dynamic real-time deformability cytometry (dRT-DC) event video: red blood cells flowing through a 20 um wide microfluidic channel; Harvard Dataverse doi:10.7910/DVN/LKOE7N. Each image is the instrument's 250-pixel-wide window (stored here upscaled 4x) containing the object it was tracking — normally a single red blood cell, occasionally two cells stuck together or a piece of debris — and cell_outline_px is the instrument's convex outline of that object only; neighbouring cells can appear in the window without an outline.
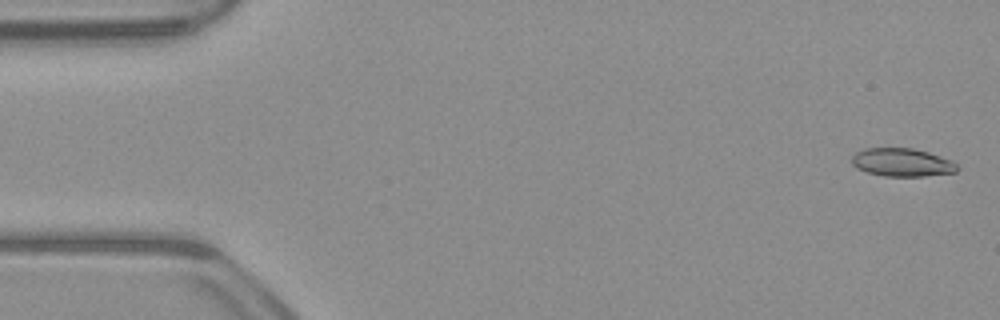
{"species": "common noctule bat (a hibernating species)", "species_latin": "Nyctalus noctula", "temperature_condition": "warm", "stored_images_in_passage": 53, "camera_frame_rate_fps": 3000, "um_per_image_px": 0.085, "animal": {"sex": "male", "body_mass_g": 23.1, "forearm_length_mm": 52.7}, "frame": {"image": 1, "passage_image": 2, "time_ms": 0.333, "image_size_px": [1000, 320], "cell_outline_px": [[960, 168], [956, 172], [924, 176], [884, 176], [868, 172], [856, 168], [852, 164], [852, 156], [856, 152], [864, 148], [912, 148], [928, 152], [952, 160]], "centroid_in_image_um": [76.68, 13.8], "position_along_channel_um": 8.3, "area_um2": 17.34}}
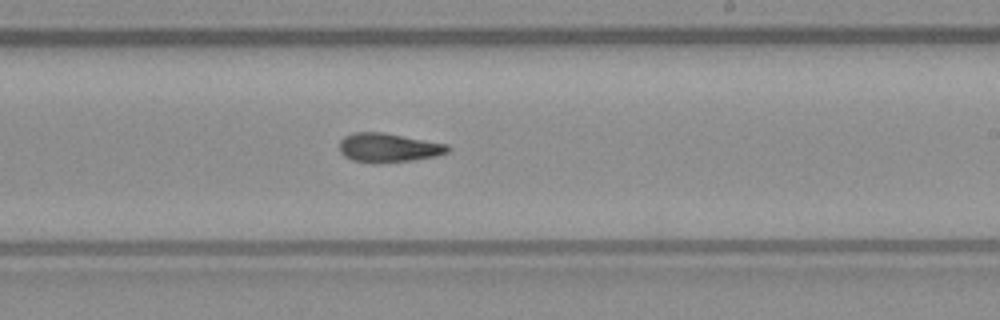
{"frame": {"image": 2, "passage_image": 31, "time_ms": 10.0, "image_size_px": [1000, 320], "cell_outline_px": [[452, 148], [448, 152], [436, 156], [412, 160], [352, 160], [344, 156], [340, 152], [340, 140], [344, 136], [352, 132], [384, 132], [448, 144]], "centroid_in_image_um": [33.05, 12.5], "position_along_channel_um": 256.0, "area_um2": 17.74}}
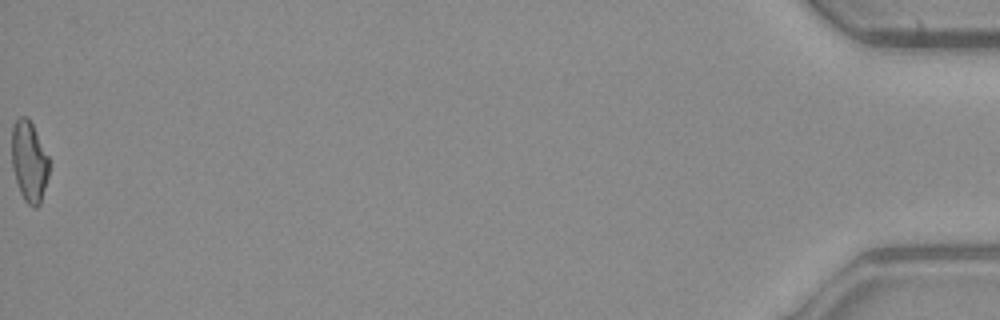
{"frame": {"image": 3, "passage_image": 53, "time_ms": 17.333, "image_size_px": [1000, 320], "cell_outline_px": [[48, 176], [40, 204], [36, 208], [32, 208], [24, 200], [20, 192], [12, 168], [12, 124], [20, 116], [28, 116], [48, 156]], "centroid_in_image_um": [2.46, 13.73], "position_along_channel_um": 432.7, "area_um2": 17.51}, "authors_computed_cell_mechanics": {"area_um2": 17.9758, "velocity_mm_per_s": 3.9607, "shape_relaxation_time_tau1_ms": null, "shape_relaxation_time_tau2_ms": 7.4383, "deformation_change_tau1": null, "deformation_change_tau2": 0.187}}